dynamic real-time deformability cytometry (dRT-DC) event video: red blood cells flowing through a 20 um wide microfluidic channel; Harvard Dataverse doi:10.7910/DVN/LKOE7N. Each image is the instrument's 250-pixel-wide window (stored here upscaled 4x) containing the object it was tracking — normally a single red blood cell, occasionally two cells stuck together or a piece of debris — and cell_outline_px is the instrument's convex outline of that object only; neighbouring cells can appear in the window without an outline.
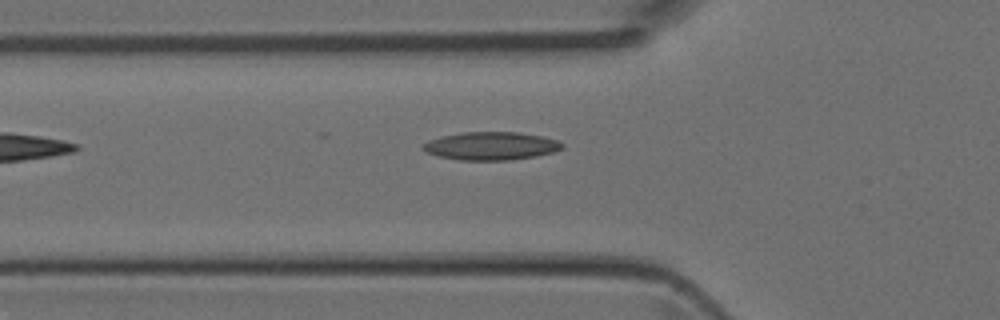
{"species": "Egyptian fruit bat (a non-hibernating species)", "species_latin": "Rousettus aegyptiacus", "temperature_condition": "room temperature", "stored_images_in_passage": 4, "segment_of_instrument_passage": [1, 2], "camera_frame_rate_fps": 3000, "um_per_image_px": 0.085, "animal": {"sex": "female"}, "frame": {"image": 1, "passage_image": 3, "time_ms": 0.667, "image_size_px": [1000, 320], "cell_outline_px": [[564, 148], [552, 152], [536, 156], [508, 160], [460, 160], [440, 156], [424, 152], [420, 148], [420, 144], [428, 140], [440, 136], [460, 132], [520, 132], [544, 136], [556, 140], [564, 144]], "centroid_in_image_um": [41.69, 12.39], "position_along_channel_um": 84.1, "area_um2": 23.06}}